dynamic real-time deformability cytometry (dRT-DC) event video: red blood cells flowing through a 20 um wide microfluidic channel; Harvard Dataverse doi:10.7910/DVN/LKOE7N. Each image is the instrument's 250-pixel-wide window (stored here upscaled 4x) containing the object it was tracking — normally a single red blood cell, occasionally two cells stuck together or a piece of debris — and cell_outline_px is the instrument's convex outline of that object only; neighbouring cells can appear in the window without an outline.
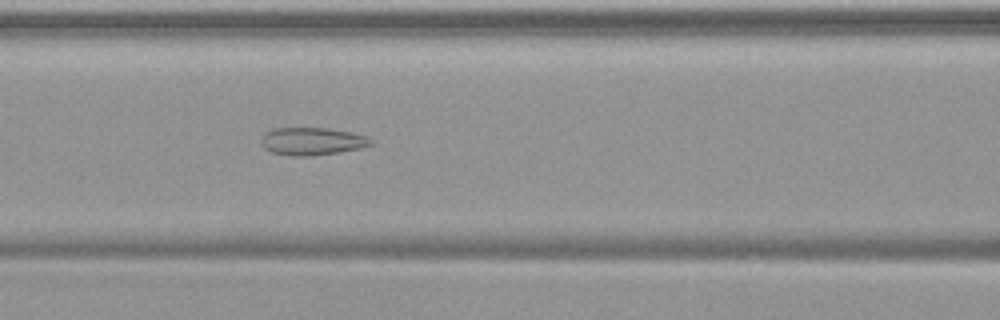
{"species": "common noctule bat (a hibernating species)", "species_latin": "Nyctalus noctula", "temperature_condition": "warm", "stored_images_in_passage": 54, "camera_frame_rate_fps": 3000, "um_per_image_px": 0.085, "animal": {"sex": "female", "body_mass_g": 19.9}, "frame": {"image": 1, "passage_image": 24, "time_ms": 7.667, "image_size_px": [1000, 320], "cell_outline_px": [[372, 144], [360, 148], [340, 152], [308, 156], [292, 156], [272, 152], [264, 148], [260, 144], [260, 140], [264, 132], [272, 128], [328, 128], [352, 132], [368, 136], [372, 140]], "centroid_in_image_um": [26.5, 12.0], "position_along_channel_um": 140.1, "area_um2": 17.86}}
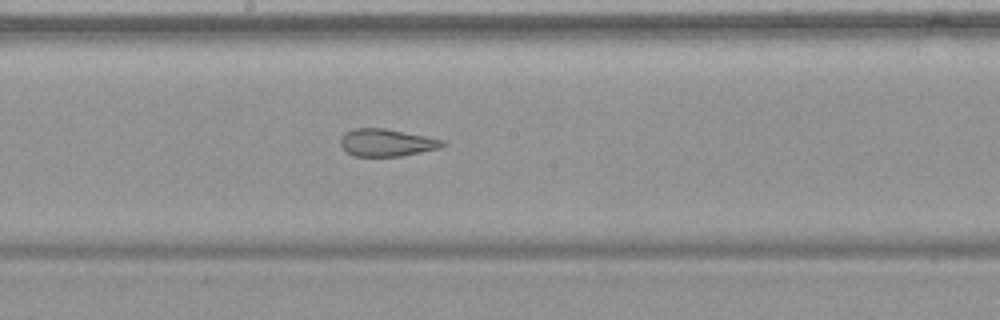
{"frame": {"image": 2, "passage_image": 30, "time_ms": 9.667, "image_size_px": [1000, 320], "cell_outline_px": [[448, 144], [440, 148], [400, 156], [352, 156], [340, 144], [340, 136], [344, 132], [352, 128], [384, 128], [444, 140]], "centroid_in_image_um": [32.84, 12.12], "position_along_channel_um": 215.4, "area_um2": 16.3}}
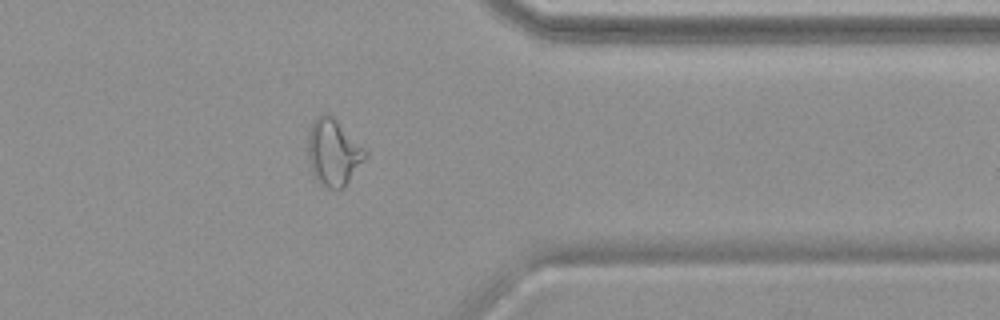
{"frame": {"image": 3, "passage_image": 44, "time_ms": 14.333, "image_size_px": [1000, 320], "cell_outline_px": [[368, 156], [344, 188], [328, 188], [320, 184], [316, 180], [312, 172], [308, 160], [308, 136], [312, 124], [316, 116], [324, 112], [332, 116], [368, 152]], "centroid_in_image_um": [28.34, 12.97], "position_along_channel_um": 383.1, "area_um2": 22.2}, "authors_computed_cell_mechanics": {"area_um2": 22.4264, "velocity_mm_per_s": 3.7808, "shape_relaxation_time_tau1_ms": null, "shape_relaxation_time_tau2_ms": 1.7852, "deformation_change_tau1": null, "deformation_change_tau2": 0.1134}}